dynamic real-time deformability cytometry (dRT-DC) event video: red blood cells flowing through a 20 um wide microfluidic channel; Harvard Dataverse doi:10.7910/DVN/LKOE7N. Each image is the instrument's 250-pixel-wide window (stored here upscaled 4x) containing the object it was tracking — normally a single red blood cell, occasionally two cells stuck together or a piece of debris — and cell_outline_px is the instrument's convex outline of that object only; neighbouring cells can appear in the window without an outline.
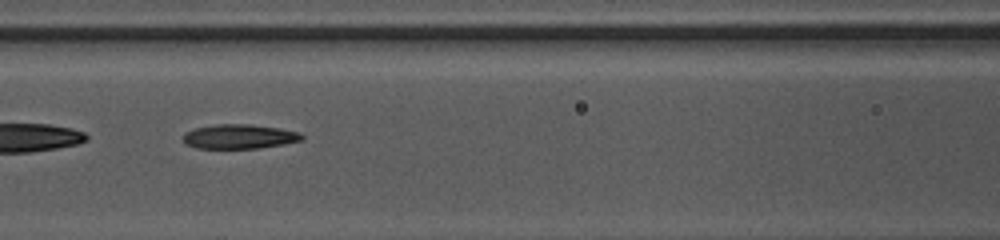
{"species": "common noctule bat (a hibernating species)", "species_latin": "Nyctalus noctula", "temperature_condition": "warm", "stored_images_in_passage": 46, "segment_of_instrument_passage": [2, 2], "camera_frame_rate_fps": 3000, "um_per_image_px": 0.085, "animal": {"sex": "female", "body_mass_g": 10.0, "forearm_length_mm": 53.1}, "frame": {"image": 1, "passage_image": 19, "time_ms": 6.0, "image_size_px": [1000, 240], "cell_outline_px": [[304, 140], [284, 144], [256, 148], [196, 148], [188, 144], [184, 140], [184, 132], [196, 128], [216, 124], [248, 124], [280, 128], [300, 132], [304, 136]], "centroid_in_image_um": [20.39, 11.6], "position_along_channel_um": 146.2, "area_um2": 16.82}}
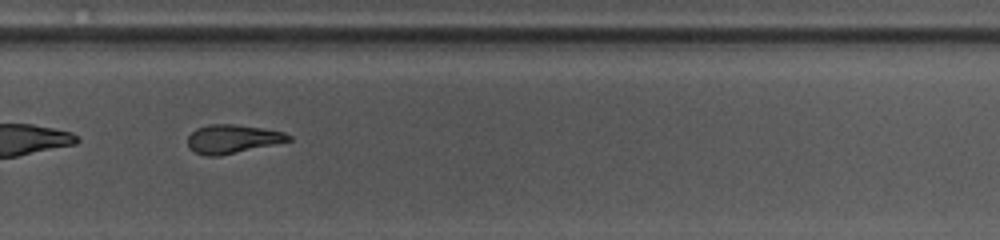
{"frame": {"image": 2, "passage_image": 31, "time_ms": 10.0, "image_size_px": [1000, 240], "cell_outline_px": [[292, 140], [220, 156], [204, 156], [188, 148], [188, 136], [196, 128], [208, 124], [232, 124], [264, 128], [284, 132], [292, 136]], "centroid_in_image_um": [19.75, 11.81], "position_along_channel_um": 310.1, "area_um2": 16.88}}
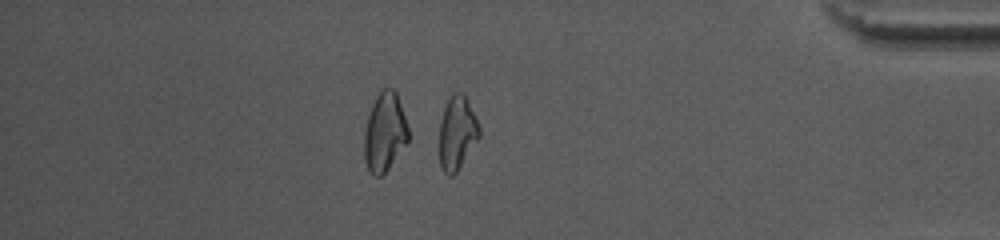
{"frame": {"image": 3, "passage_image": 40, "time_ms": 13.0, "image_size_px": [1000, 240], "cell_outline_px": [[480, 136], [456, 172], [452, 176], [448, 176], [444, 172], [440, 164], [440, 120], [444, 108], [452, 92], [460, 92], [464, 96], [480, 128]], "centroid_in_image_um": [38.83, 11.32], "position_along_channel_um": 396.4, "area_um2": 16.65}}